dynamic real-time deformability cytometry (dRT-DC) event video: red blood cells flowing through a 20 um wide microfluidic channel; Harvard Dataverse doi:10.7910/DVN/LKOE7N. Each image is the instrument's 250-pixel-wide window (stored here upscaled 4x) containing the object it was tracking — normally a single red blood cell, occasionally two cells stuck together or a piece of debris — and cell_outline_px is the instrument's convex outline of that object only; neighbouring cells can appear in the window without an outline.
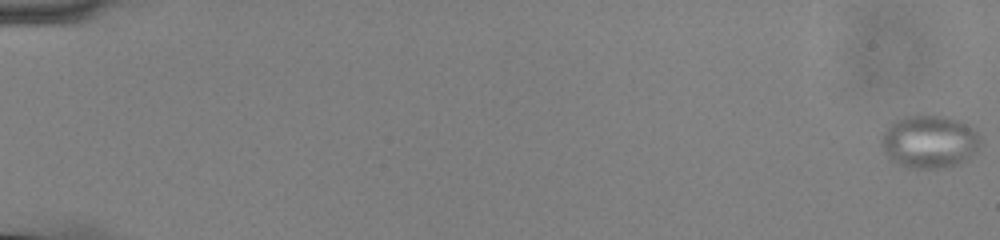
{"species": "common noctule bat (a hibernating species)", "species_latin": "Nyctalus noctula", "temperature_condition": "cold", "stored_images_in_passage": 57, "camera_frame_rate_fps": 3000, "um_per_image_px": 0.085, "animal": {"sex": "male", "body_mass_g": 13.0, "forearm_length_mm": 53.1}, "frame": {"image": 1, "passage_image": 1, "time_ms": 0.0, "image_size_px": [1000, 240], "cell_outline_px": [[980, 144], [976, 152], [968, 160], [956, 164], [936, 168], [916, 168], [900, 164], [888, 160], [880, 144], [880, 136], [896, 120], [904, 116], [944, 116], [956, 120], [972, 128], [980, 136]], "centroid_in_image_um": [78.97, 12.05], "position_along_channel_um": 6.0, "area_um2": 30.29}}
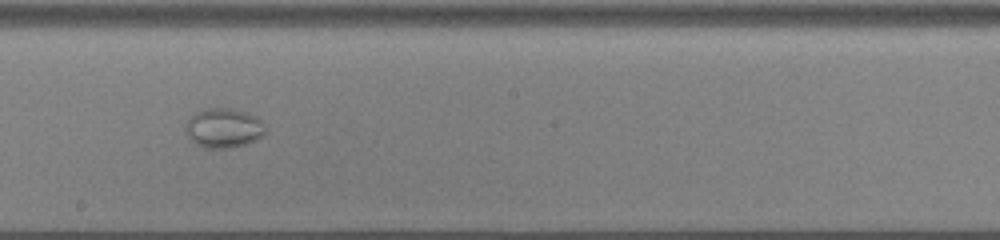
{"frame": {"image": 2, "passage_image": 34, "time_ms": 11.0, "image_size_px": [1000, 240], "cell_outline_px": [[264, 136], [256, 140], [232, 148], [204, 148], [196, 144], [188, 136], [188, 120], [196, 112], [204, 108], [232, 108], [248, 112], [256, 116], [264, 124]], "centroid_in_image_um": [19.05, 10.88], "position_along_channel_um": 229.1, "area_um2": 18.26}}
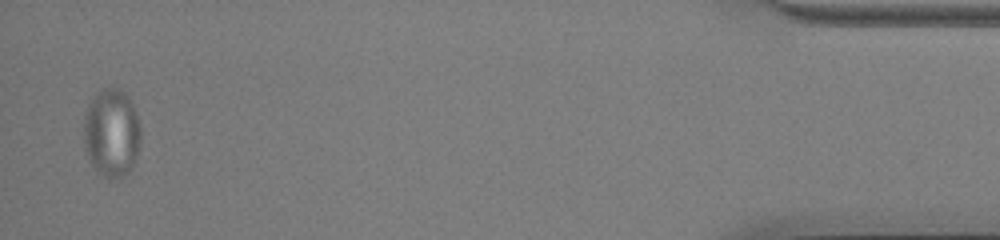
{"frame": {"image": 3, "passage_image": 56, "time_ms": 18.333, "image_size_px": [1000, 240], "cell_outline_px": [[140, 144], [132, 168], [124, 176], [108, 180], [96, 172], [88, 160], [84, 144], [84, 116], [88, 104], [96, 92], [112, 84], [120, 88], [128, 96], [132, 104], [140, 128]], "centroid_in_image_um": [9.46, 11.3], "position_along_channel_um": 425.7, "area_um2": 29.88}}